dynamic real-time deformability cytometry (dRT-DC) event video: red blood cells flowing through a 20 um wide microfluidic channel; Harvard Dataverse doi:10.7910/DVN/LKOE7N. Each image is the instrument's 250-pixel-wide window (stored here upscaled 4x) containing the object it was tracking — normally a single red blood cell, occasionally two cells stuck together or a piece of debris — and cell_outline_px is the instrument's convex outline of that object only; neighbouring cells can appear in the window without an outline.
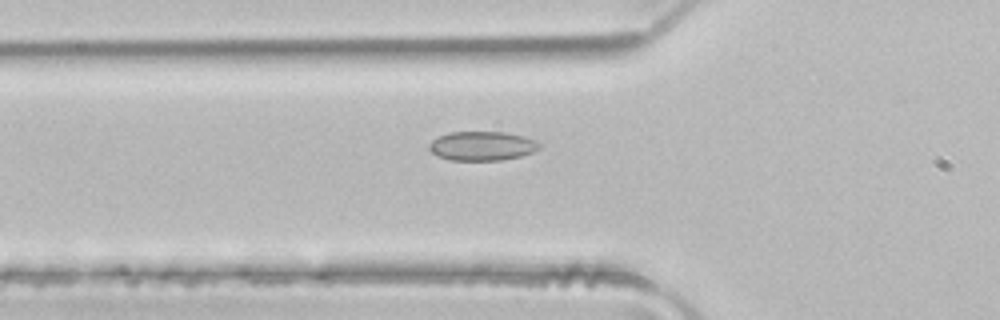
{"species": "common noctule bat (a hibernating species)", "species_latin": "Nyctalus noctula", "temperature_condition": "room temperature", "stored_images_in_passage": 4, "camera_frame_rate_fps": 3000, "um_per_image_px": 0.085, "animal": {"sex": "male", "body_mass_g": 21.5, "forearm_length_mm": 52.0}, "frame": {"image": 1, "passage_image": 4, "time_ms": 1.0, "image_size_px": [1000, 320], "cell_outline_px": [[540, 144], [532, 152], [520, 156], [500, 160], [448, 160], [432, 152], [428, 148], [428, 144], [432, 140], [448, 132], [504, 132], [524, 136], [536, 140]], "centroid_in_image_um": [40.95, 12.4], "position_along_channel_um": 84.9, "area_um2": 18.55}}